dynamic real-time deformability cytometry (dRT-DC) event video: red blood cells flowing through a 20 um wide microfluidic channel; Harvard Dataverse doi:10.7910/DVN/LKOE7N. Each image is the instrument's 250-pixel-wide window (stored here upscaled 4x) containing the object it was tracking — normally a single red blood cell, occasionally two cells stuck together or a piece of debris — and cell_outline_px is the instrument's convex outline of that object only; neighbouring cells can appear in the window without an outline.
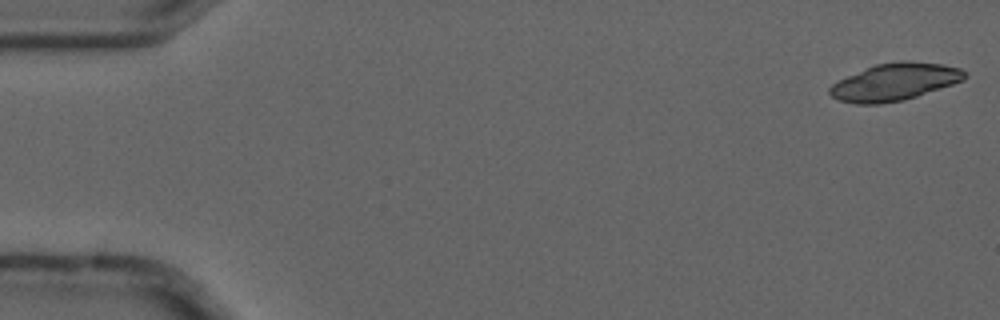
{"species": "common noctule bat (a hibernating species)", "species_latin": "Nyctalus noctula", "temperature_condition": "cold", "stored_images_in_passage": 5, "camera_frame_rate_fps": 3000, "um_per_image_px": 0.085, "animal": {"sex": "male", "forearm_length_mm": 52.5}, "frame": {"image": 1, "passage_image": 1, "time_ms": 0.0, "image_size_px": [1000, 320], "cell_outline_px": [[968, 76], [964, 80], [904, 100], [880, 104], [856, 104], [840, 100], [832, 96], [828, 92], [828, 88], [832, 84], [848, 76], [876, 64], [900, 60], [908, 60], [944, 64], [960, 68]], "centroid_in_image_um": [76.07, 6.96], "position_along_channel_um": 8.9, "area_um2": 29.13}}